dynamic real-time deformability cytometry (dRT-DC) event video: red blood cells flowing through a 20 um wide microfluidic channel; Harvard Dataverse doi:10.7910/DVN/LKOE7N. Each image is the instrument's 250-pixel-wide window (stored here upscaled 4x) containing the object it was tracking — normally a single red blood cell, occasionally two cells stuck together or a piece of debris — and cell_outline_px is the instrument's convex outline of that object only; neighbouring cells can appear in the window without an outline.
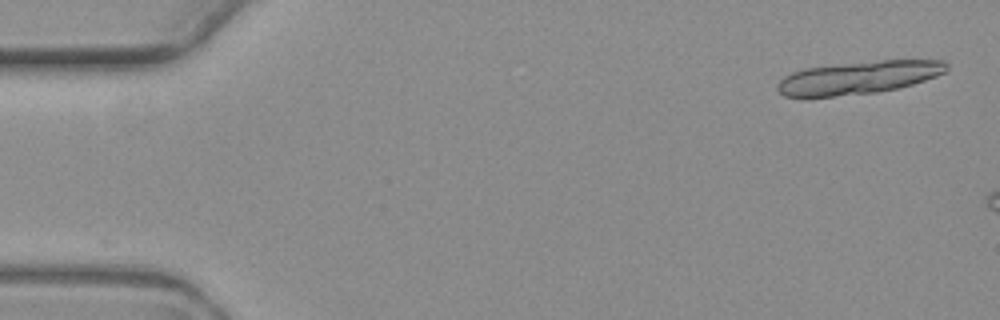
{"species": "common noctule bat (a hibernating species)", "species_latin": "Nyctalus noctula", "temperature_condition": "warm", "stored_images_in_passage": 4, "camera_frame_rate_fps": 3000, "um_per_image_px": 0.085, "animal": {"sex": "female", "body_mass_g": 19.3, "forearm_length_mm": 54.1}, "frame": {"image": 1, "passage_image": 1, "time_ms": 0.0, "image_size_px": [1000, 320], "cell_outline_px": [[948, 68], [944, 72], [936, 76], [900, 88], [876, 92], [832, 96], [784, 96], [776, 88], [776, 84], [784, 76], [792, 72], [804, 68], [840, 64], [880, 60], [944, 60], [948, 64]], "centroid_in_image_um": [72.98, 6.58], "position_along_channel_um": 12.0, "area_um2": 32.14}}